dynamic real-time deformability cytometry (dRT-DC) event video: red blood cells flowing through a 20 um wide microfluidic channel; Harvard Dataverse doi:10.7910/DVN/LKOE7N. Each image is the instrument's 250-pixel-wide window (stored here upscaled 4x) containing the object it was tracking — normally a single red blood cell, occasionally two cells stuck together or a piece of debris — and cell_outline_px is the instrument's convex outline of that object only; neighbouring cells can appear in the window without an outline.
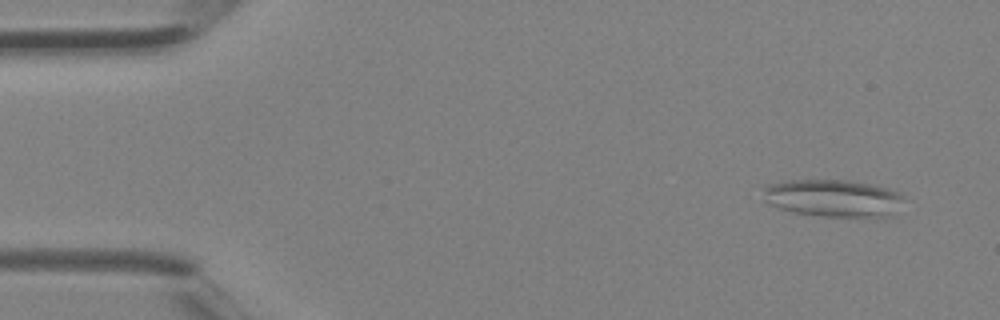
{"species": "Egyptian fruit bat (a non-hibernating species)", "species_latin": "Rousettus aegyptiacus", "temperature_condition": "room temperature", "stored_images_in_passage": 12, "camera_frame_rate_fps": 3000, "um_per_image_px": 0.085, "animal": {"sex": "female"}, "frame": {"image": 1, "passage_image": 3, "time_ms": 0.667, "image_size_px": [1000, 320], "cell_outline_px": [[904, 200], [892, 216], [820, 216], [792, 212], [780, 208], [764, 200], [764, 188], [768, 184], [784, 180], [848, 180], [876, 184], [900, 192], [904, 196]], "centroid_in_image_um": [70.86, 16.82], "position_along_channel_um": 14.1, "area_um2": 30.81}}